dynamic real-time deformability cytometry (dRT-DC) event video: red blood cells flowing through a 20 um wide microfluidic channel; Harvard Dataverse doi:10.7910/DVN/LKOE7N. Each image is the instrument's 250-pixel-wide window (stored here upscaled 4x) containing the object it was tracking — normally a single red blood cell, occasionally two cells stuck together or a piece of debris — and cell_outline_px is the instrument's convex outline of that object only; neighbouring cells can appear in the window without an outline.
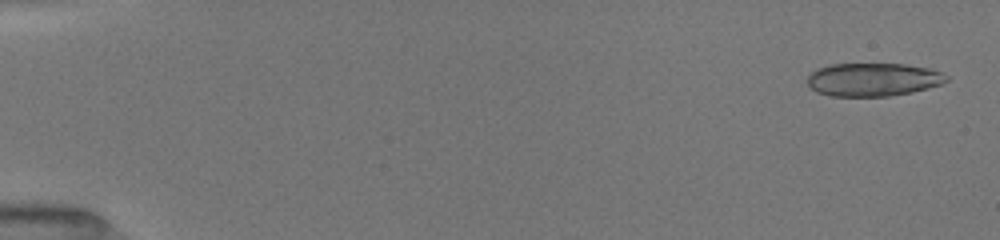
{"species": "common noctule bat (a hibernating species)", "species_latin": "Nyctalus noctula", "temperature_condition": "room temperature", "stored_images_in_passage": 36, "camera_frame_rate_fps": 3000, "um_per_image_px": 0.085, "animal": {"sex": "female", "body_mass_g": 19.5, "forearm_length_mm": 54.1}, "frame": {"image": 1, "passage_image": 2, "time_ms": 0.333, "image_size_px": [1000, 240], "cell_outline_px": [[948, 80], [940, 84], [928, 88], [912, 92], [888, 96], [832, 96], [816, 92], [808, 84], [808, 76], [816, 68], [832, 64], [904, 64], [932, 68], [948, 76]], "centroid_in_image_um": [74.22, 6.76], "position_along_channel_um": 10.8, "area_um2": 26.93}}
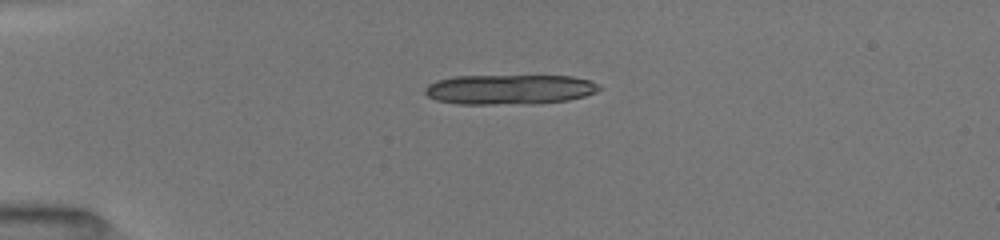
{"frame": {"image": 2, "passage_image": 23, "time_ms": 4.0, "image_size_px": [1000, 240], "cell_outline_px": [[600, 88], [596, 92], [584, 96], [568, 100], [536, 104], [456, 104], [436, 100], [428, 96], [424, 92], [424, 88], [428, 84], [436, 80], [456, 76], [572, 76], [588, 80], [596, 84]], "centroid_in_image_um": [43.26, 7.61], "position_along_channel_um": 41.7, "area_um2": 30.46}}